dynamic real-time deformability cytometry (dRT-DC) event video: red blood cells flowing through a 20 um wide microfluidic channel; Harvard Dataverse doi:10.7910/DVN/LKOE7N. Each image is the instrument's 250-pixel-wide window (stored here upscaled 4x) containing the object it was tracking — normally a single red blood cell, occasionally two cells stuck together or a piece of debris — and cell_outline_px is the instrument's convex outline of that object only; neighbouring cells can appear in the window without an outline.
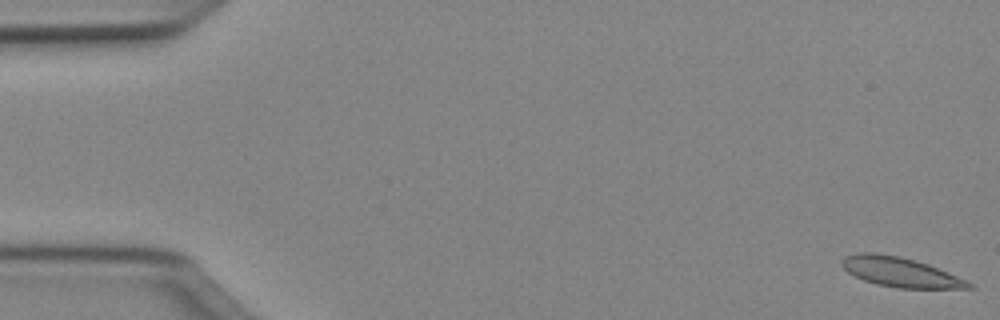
{"species": "Egyptian fruit bat (a non-hibernating species)", "species_latin": "Rousettus aegyptiacus", "temperature_condition": "cold", "stored_images_in_passage": 52, "camera_frame_rate_fps": 3000, "um_per_image_px": 0.085, "animal": {"sex": "female"}, "frame": {"image": 1, "passage_image": 1, "time_ms": 0.0, "image_size_px": [1000, 320], "cell_outline_px": [[976, 288], [896, 288], [876, 284], [864, 280], [848, 272], [840, 264], [844, 256], [856, 252], [876, 252], [900, 256], [916, 260], [928, 264], [968, 280], [976, 284]], "centroid_in_image_um": [76.55, 23.12], "position_along_channel_um": 8.4, "area_um2": 22.2}}
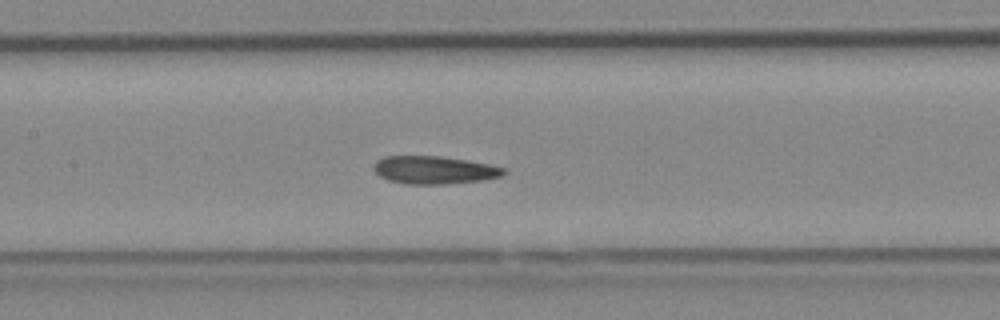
{"frame": {"image": 2, "passage_image": 24, "time_ms": 7.667, "image_size_px": [1000, 320], "cell_outline_px": [[508, 172], [504, 176], [484, 180], [444, 184], [404, 184], [388, 180], [380, 176], [372, 168], [376, 160], [384, 156], [440, 156], [488, 164], [504, 168]], "centroid_in_image_um": [36.9, 14.45], "position_along_channel_um": 170.5, "area_um2": 21.21}}
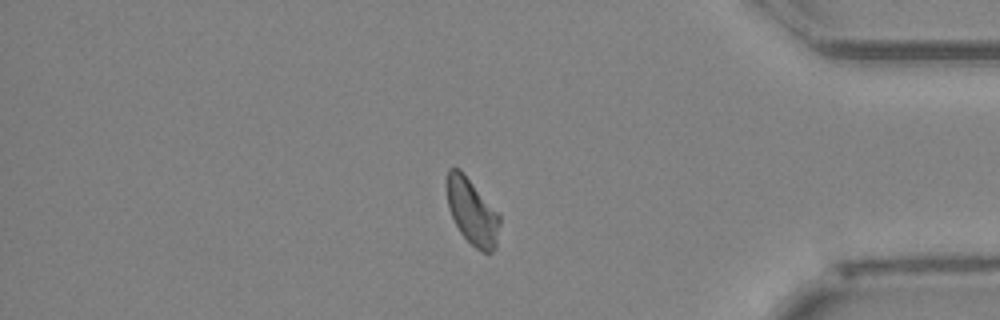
{"frame": {"image": 3, "passage_image": 43, "time_ms": 14.0, "image_size_px": [1000, 320], "cell_outline_px": [[500, 224], [496, 248], [492, 252], [480, 252], [460, 232], [448, 208], [444, 184], [448, 168], [460, 168], [500, 216]], "centroid_in_image_um": [40.09, 17.97], "position_along_channel_um": 395.1, "area_um2": 20.46}, "authors_computed_cell_mechanics": {"area_um2": 21.1548, "velocity_mm_per_s": 3.9857, "shape_relaxation_time_tau1_ms": null, "shape_relaxation_time_tau2_ms": 2.8981, "deformation_change_tau1": null, "deformation_change_tau2": 0.0593}}